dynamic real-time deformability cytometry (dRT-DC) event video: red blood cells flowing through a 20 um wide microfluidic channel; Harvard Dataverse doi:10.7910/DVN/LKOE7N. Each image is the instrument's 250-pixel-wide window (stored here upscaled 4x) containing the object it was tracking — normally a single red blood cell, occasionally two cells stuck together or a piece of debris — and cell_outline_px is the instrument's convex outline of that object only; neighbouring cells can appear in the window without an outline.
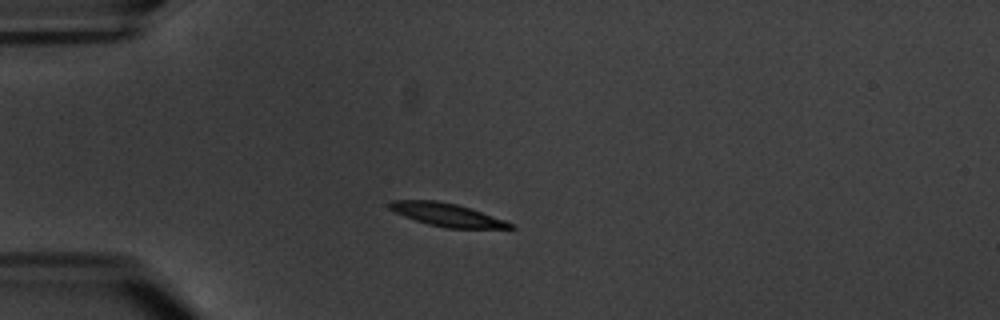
{"species": "common noctule bat (a hibernating species)", "species_latin": "Nyctalus noctula", "temperature_condition": "warm", "stored_images_in_passage": 5, "camera_frame_rate_fps": 3000, "um_per_image_px": 0.085, "animal": {"sex": "male", "body_mass_g": 20.1, "forearm_length_mm": 53.5}, "frame": {"image": 1, "passage_image": 1, "time_ms": 0.0, "image_size_px": [1000, 320], "cell_outline_px": [[516, 228], [444, 228], [428, 224], [404, 216], [388, 208], [388, 200], [436, 200], [456, 204], [516, 224]], "centroid_in_image_um": [37.96, 18.25], "position_along_channel_um": 47.0, "area_um2": 16.07}}
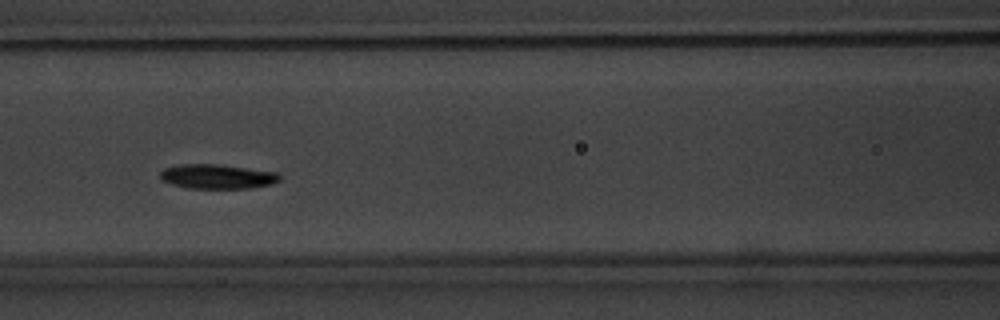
{"frame": {"image": 2, "passage_image": 4, "time_ms": 3.667, "image_size_px": [1000, 320], "cell_outline_px": [[280, 180], [272, 184], [252, 188], [188, 188], [172, 184], [160, 180], [160, 172], [164, 168], [176, 164], [220, 164], [280, 172]], "centroid_in_image_um": [18.48, 14.99], "position_along_channel_um": 148.1, "area_um2": 17.34}}
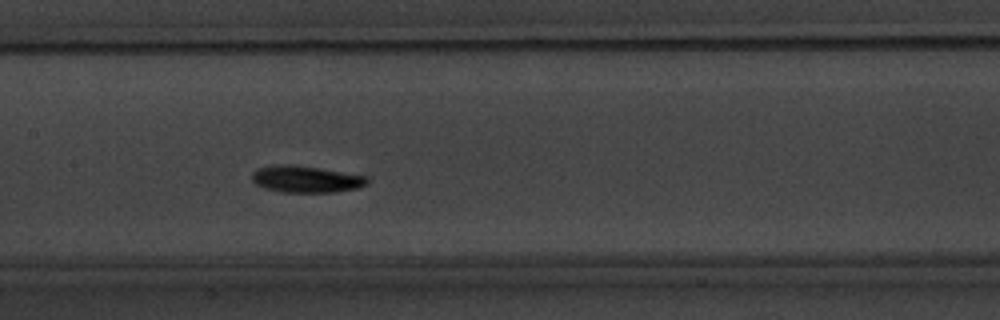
{"frame": {"image": 3, "passage_image": 5, "time_ms": 4.667, "image_size_px": [1000, 320], "cell_outline_px": [[368, 184], [356, 188], [336, 192], [280, 192], [264, 188], [256, 184], [252, 180], [252, 172], [256, 168], [276, 164], [292, 164], [320, 168], [368, 176]], "centroid_in_image_um": [25.99, 15.22], "position_along_channel_um": 181.4, "area_um2": 18.15}}